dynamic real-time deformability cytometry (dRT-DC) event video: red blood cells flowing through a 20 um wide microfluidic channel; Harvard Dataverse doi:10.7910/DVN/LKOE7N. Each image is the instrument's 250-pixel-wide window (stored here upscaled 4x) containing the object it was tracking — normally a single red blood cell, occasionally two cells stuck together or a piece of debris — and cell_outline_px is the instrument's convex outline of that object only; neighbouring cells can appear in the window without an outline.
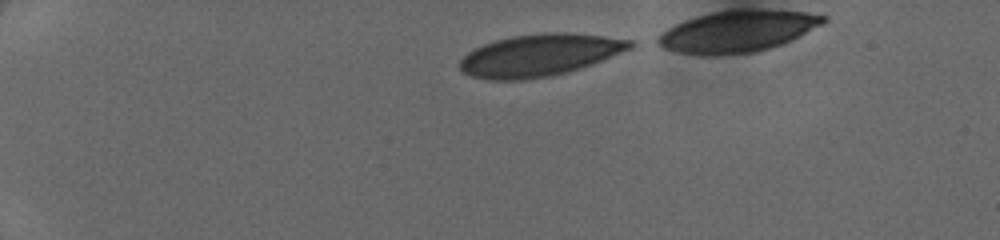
{"species": "human", "species_latin": "Homo sapiens", "temperature_condition": "cold", "stored_images_in_passage": 35, "camera_frame_rate_fps": 3000, "um_per_image_px": 0.085, "donor": {"sex": "female"}, "frame": {"image": 1, "passage_image": 1, "time_ms": 0.0, "image_size_px": [1000, 240], "cell_outline_px": [[640, 44], [632, 48], [592, 64], [568, 72], [548, 76], [524, 80], [488, 80], [472, 76], [464, 72], [460, 68], [460, 60], [468, 52], [484, 44], [496, 40], [512, 36], [552, 32], [564, 32], [604, 36], [632, 40]], "centroid_in_image_um": [45.9, 4.69], "position_along_channel_um": 39.1, "area_um2": 41.62}}
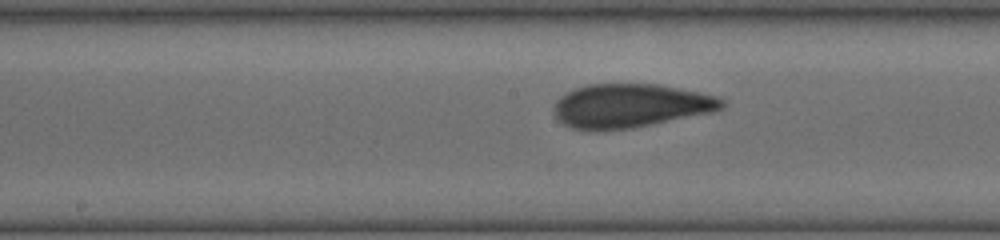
{"frame": {"image": 2, "passage_image": 17, "time_ms": 5.333, "image_size_px": [1000, 240], "cell_outline_px": [[724, 108], [716, 112], [632, 128], [572, 128], [564, 124], [552, 112], [556, 100], [560, 96], [576, 88], [588, 84], [660, 84], [720, 96], [724, 100]], "centroid_in_image_um": [53.67, 8.96], "position_along_channel_um": 194.5, "area_um2": 42.66}}
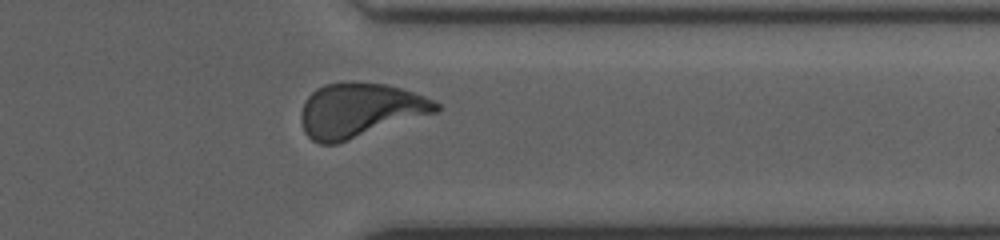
{"frame": {"image": 3, "passage_image": 30, "time_ms": 9.667, "image_size_px": [1000, 240], "cell_outline_px": [[440, 108], [436, 112], [336, 144], [320, 144], [312, 140], [304, 132], [300, 116], [300, 112], [304, 100], [316, 88], [324, 84], [344, 80], [352, 80], [384, 84], [400, 88], [436, 100], [440, 104]], "centroid_in_image_um": [30.54, 9.34], "position_along_channel_um": 380.9, "area_um2": 43.0}}